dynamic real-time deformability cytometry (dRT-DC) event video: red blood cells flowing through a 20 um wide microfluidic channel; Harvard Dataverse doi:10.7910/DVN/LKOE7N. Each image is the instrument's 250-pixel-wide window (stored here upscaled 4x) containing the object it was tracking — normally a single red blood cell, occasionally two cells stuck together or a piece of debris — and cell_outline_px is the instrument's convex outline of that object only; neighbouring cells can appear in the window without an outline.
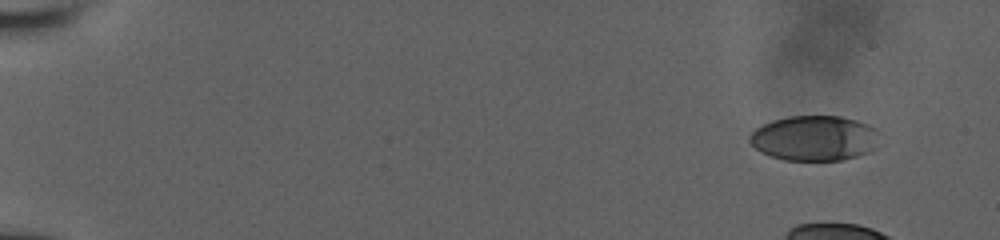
{"species": "human", "species_latin": "Homo sapiens", "temperature_condition": "room temperature", "stored_images_in_passage": 19, "camera_frame_rate_fps": 3000, "um_per_image_px": 0.085, "donor": {"sex": "male"}, "frame": {"image": 1, "passage_image": 1, "time_ms": 0.0, "image_size_px": [1000, 240], "cell_outline_px": [[884, 144], [868, 152], [856, 156], [840, 160], [784, 160], [760, 152], [748, 140], [748, 136], [756, 128], [772, 120], [788, 116], [840, 116], [856, 120], [868, 124], [884, 132]], "centroid_in_image_um": [69.35, 11.74], "position_along_channel_um": 15.7, "area_um2": 34.97}}